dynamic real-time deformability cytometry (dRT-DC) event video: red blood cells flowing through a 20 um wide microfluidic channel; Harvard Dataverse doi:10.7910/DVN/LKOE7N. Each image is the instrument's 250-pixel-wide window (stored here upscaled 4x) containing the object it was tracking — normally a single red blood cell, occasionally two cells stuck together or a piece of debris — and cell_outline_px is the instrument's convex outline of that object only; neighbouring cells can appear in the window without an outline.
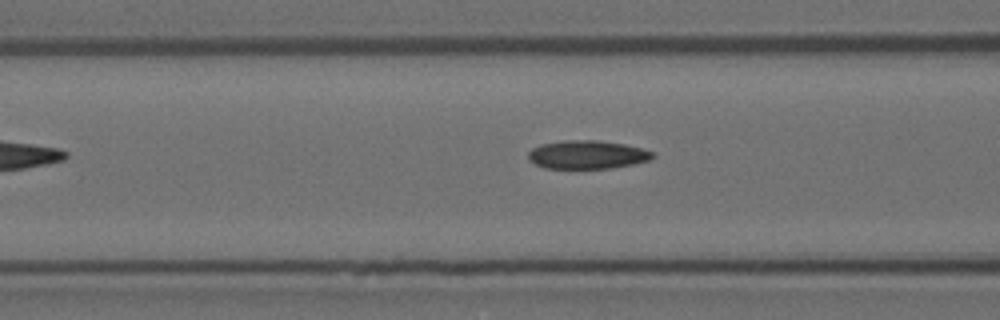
{"species": "Egyptian fruit bat (a non-hibernating species)", "species_latin": "Rousettus aegyptiacus", "temperature_condition": "room temperature", "stored_images_in_passage": 5, "camera_frame_rate_fps": 3000, "um_per_image_px": 0.085, "animal": {"sex": "female"}, "frame": {"image": 1, "passage_image": 5, "time_ms": 1.333, "image_size_px": [1000, 320], "cell_outline_px": [[656, 156], [648, 160], [632, 164], [608, 168], [544, 168], [528, 160], [528, 152], [532, 148], [540, 144], [564, 140], [600, 140], [624, 144], [656, 152]], "centroid_in_image_um": [49.9, 13.13], "position_along_channel_um": 116.7, "area_um2": 20.63}}